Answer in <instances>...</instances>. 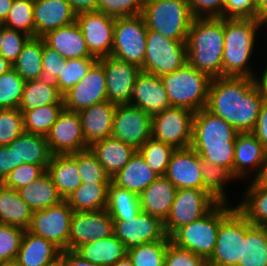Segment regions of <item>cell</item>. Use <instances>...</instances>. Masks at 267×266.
I'll use <instances>...</instances> for the list:
<instances>
[{"instance_id": "obj_17", "label": "cell", "mask_w": 267, "mask_h": 266, "mask_svg": "<svg viewBox=\"0 0 267 266\" xmlns=\"http://www.w3.org/2000/svg\"><path fill=\"white\" fill-rule=\"evenodd\" d=\"M113 234V219L106 209L74 212L71 218L68 250L108 238Z\"/></svg>"}, {"instance_id": "obj_55", "label": "cell", "mask_w": 267, "mask_h": 266, "mask_svg": "<svg viewBox=\"0 0 267 266\" xmlns=\"http://www.w3.org/2000/svg\"><path fill=\"white\" fill-rule=\"evenodd\" d=\"M29 38L30 36L23 32L4 27L0 55L13 65Z\"/></svg>"}, {"instance_id": "obj_30", "label": "cell", "mask_w": 267, "mask_h": 266, "mask_svg": "<svg viewBox=\"0 0 267 266\" xmlns=\"http://www.w3.org/2000/svg\"><path fill=\"white\" fill-rule=\"evenodd\" d=\"M158 177L159 175L146 164L143 156L136 150L128 163L111 178V182L140 195Z\"/></svg>"}, {"instance_id": "obj_16", "label": "cell", "mask_w": 267, "mask_h": 266, "mask_svg": "<svg viewBox=\"0 0 267 266\" xmlns=\"http://www.w3.org/2000/svg\"><path fill=\"white\" fill-rule=\"evenodd\" d=\"M76 23L93 57L100 59L111 56L115 18L95 11L78 14Z\"/></svg>"}, {"instance_id": "obj_20", "label": "cell", "mask_w": 267, "mask_h": 266, "mask_svg": "<svg viewBox=\"0 0 267 266\" xmlns=\"http://www.w3.org/2000/svg\"><path fill=\"white\" fill-rule=\"evenodd\" d=\"M98 61L103 65L106 77L107 100L116 105L129 104L141 68L112 56L100 58Z\"/></svg>"}, {"instance_id": "obj_5", "label": "cell", "mask_w": 267, "mask_h": 266, "mask_svg": "<svg viewBox=\"0 0 267 266\" xmlns=\"http://www.w3.org/2000/svg\"><path fill=\"white\" fill-rule=\"evenodd\" d=\"M141 15L147 29L177 41L187 40L195 19L184 0H145Z\"/></svg>"}, {"instance_id": "obj_24", "label": "cell", "mask_w": 267, "mask_h": 266, "mask_svg": "<svg viewBox=\"0 0 267 266\" xmlns=\"http://www.w3.org/2000/svg\"><path fill=\"white\" fill-rule=\"evenodd\" d=\"M266 149L252 132H239L235 139L234 178L249 179L252 171H256L253 179L260 173ZM251 170V172H250Z\"/></svg>"}, {"instance_id": "obj_29", "label": "cell", "mask_w": 267, "mask_h": 266, "mask_svg": "<svg viewBox=\"0 0 267 266\" xmlns=\"http://www.w3.org/2000/svg\"><path fill=\"white\" fill-rule=\"evenodd\" d=\"M8 147L14 148L16 168L24 163L40 165L47 170L53 156L46 136L25 131L13 142L8 144Z\"/></svg>"}, {"instance_id": "obj_4", "label": "cell", "mask_w": 267, "mask_h": 266, "mask_svg": "<svg viewBox=\"0 0 267 266\" xmlns=\"http://www.w3.org/2000/svg\"><path fill=\"white\" fill-rule=\"evenodd\" d=\"M263 24L258 18H224L222 77L256 78L249 61Z\"/></svg>"}, {"instance_id": "obj_63", "label": "cell", "mask_w": 267, "mask_h": 266, "mask_svg": "<svg viewBox=\"0 0 267 266\" xmlns=\"http://www.w3.org/2000/svg\"><path fill=\"white\" fill-rule=\"evenodd\" d=\"M255 81L260 88L264 100H267V66L264 68L263 72H261L260 78L256 76Z\"/></svg>"}, {"instance_id": "obj_67", "label": "cell", "mask_w": 267, "mask_h": 266, "mask_svg": "<svg viewBox=\"0 0 267 266\" xmlns=\"http://www.w3.org/2000/svg\"><path fill=\"white\" fill-rule=\"evenodd\" d=\"M12 68V65L0 55V76Z\"/></svg>"}, {"instance_id": "obj_35", "label": "cell", "mask_w": 267, "mask_h": 266, "mask_svg": "<svg viewBox=\"0 0 267 266\" xmlns=\"http://www.w3.org/2000/svg\"><path fill=\"white\" fill-rule=\"evenodd\" d=\"M237 266H267V229L252 225L245 216L242 257Z\"/></svg>"}, {"instance_id": "obj_71", "label": "cell", "mask_w": 267, "mask_h": 266, "mask_svg": "<svg viewBox=\"0 0 267 266\" xmlns=\"http://www.w3.org/2000/svg\"><path fill=\"white\" fill-rule=\"evenodd\" d=\"M52 266H63V264H62L60 261H58L57 263H55V264L52 265Z\"/></svg>"}, {"instance_id": "obj_3", "label": "cell", "mask_w": 267, "mask_h": 266, "mask_svg": "<svg viewBox=\"0 0 267 266\" xmlns=\"http://www.w3.org/2000/svg\"><path fill=\"white\" fill-rule=\"evenodd\" d=\"M224 42V18H195L187 34V63L211 79L222 77Z\"/></svg>"}, {"instance_id": "obj_65", "label": "cell", "mask_w": 267, "mask_h": 266, "mask_svg": "<svg viewBox=\"0 0 267 266\" xmlns=\"http://www.w3.org/2000/svg\"><path fill=\"white\" fill-rule=\"evenodd\" d=\"M254 180L262 186L267 187V151L262 163L260 173L254 178Z\"/></svg>"}, {"instance_id": "obj_48", "label": "cell", "mask_w": 267, "mask_h": 266, "mask_svg": "<svg viewBox=\"0 0 267 266\" xmlns=\"http://www.w3.org/2000/svg\"><path fill=\"white\" fill-rule=\"evenodd\" d=\"M25 82L13 68L0 76V109L19 107Z\"/></svg>"}, {"instance_id": "obj_37", "label": "cell", "mask_w": 267, "mask_h": 266, "mask_svg": "<svg viewBox=\"0 0 267 266\" xmlns=\"http://www.w3.org/2000/svg\"><path fill=\"white\" fill-rule=\"evenodd\" d=\"M109 183H82L65 200L74 212L99 211L106 208Z\"/></svg>"}, {"instance_id": "obj_42", "label": "cell", "mask_w": 267, "mask_h": 266, "mask_svg": "<svg viewBox=\"0 0 267 266\" xmlns=\"http://www.w3.org/2000/svg\"><path fill=\"white\" fill-rule=\"evenodd\" d=\"M63 109L64 104H50L36 109L20 110L23 113L24 131L46 136Z\"/></svg>"}, {"instance_id": "obj_28", "label": "cell", "mask_w": 267, "mask_h": 266, "mask_svg": "<svg viewBox=\"0 0 267 266\" xmlns=\"http://www.w3.org/2000/svg\"><path fill=\"white\" fill-rule=\"evenodd\" d=\"M176 192V187L165 176H159L139 195L141 211L164 222L170 213Z\"/></svg>"}, {"instance_id": "obj_12", "label": "cell", "mask_w": 267, "mask_h": 266, "mask_svg": "<svg viewBox=\"0 0 267 266\" xmlns=\"http://www.w3.org/2000/svg\"><path fill=\"white\" fill-rule=\"evenodd\" d=\"M244 215L235 207L220 223L208 266H237L242 257Z\"/></svg>"}, {"instance_id": "obj_64", "label": "cell", "mask_w": 267, "mask_h": 266, "mask_svg": "<svg viewBox=\"0 0 267 266\" xmlns=\"http://www.w3.org/2000/svg\"><path fill=\"white\" fill-rule=\"evenodd\" d=\"M257 18L267 25V0H256Z\"/></svg>"}, {"instance_id": "obj_1", "label": "cell", "mask_w": 267, "mask_h": 266, "mask_svg": "<svg viewBox=\"0 0 267 266\" xmlns=\"http://www.w3.org/2000/svg\"><path fill=\"white\" fill-rule=\"evenodd\" d=\"M264 98L254 78L211 79L206 109L238 132H252Z\"/></svg>"}, {"instance_id": "obj_49", "label": "cell", "mask_w": 267, "mask_h": 266, "mask_svg": "<svg viewBox=\"0 0 267 266\" xmlns=\"http://www.w3.org/2000/svg\"><path fill=\"white\" fill-rule=\"evenodd\" d=\"M98 61L97 58L67 59V65H63L61 75L58 77L59 91L65 94L83 79L90 68Z\"/></svg>"}, {"instance_id": "obj_26", "label": "cell", "mask_w": 267, "mask_h": 266, "mask_svg": "<svg viewBox=\"0 0 267 266\" xmlns=\"http://www.w3.org/2000/svg\"><path fill=\"white\" fill-rule=\"evenodd\" d=\"M61 252L53 243L25 230L16 262L19 266H52L60 260Z\"/></svg>"}, {"instance_id": "obj_52", "label": "cell", "mask_w": 267, "mask_h": 266, "mask_svg": "<svg viewBox=\"0 0 267 266\" xmlns=\"http://www.w3.org/2000/svg\"><path fill=\"white\" fill-rule=\"evenodd\" d=\"M24 229L0 224V263L16 261Z\"/></svg>"}, {"instance_id": "obj_15", "label": "cell", "mask_w": 267, "mask_h": 266, "mask_svg": "<svg viewBox=\"0 0 267 266\" xmlns=\"http://www.w3.org/2000/svg\"><path fill=\"white\" fill-rule=\"evenodd\" d=\"M152 116L131 104L117 105L111 136L138 150L151 139Z\"/></svg>"}, {"instance_id": "obj_32", "label": "cell", "mask_w": 267, "mask_h": 266, "mask_svg": "<svg viewBox=\"0 0 267 266\" xmlns=\"http://www.w3.org/2000/svg\"><path fill=\"white\" fill-rule=\"evenodd\" d=\"M46 171L64 200L82 184L77 161L70 154L53 155Z\"/></svg>"}, {"instance_id": "obj_44", "label": "cell", "mask_w": 267, "mask_h": 266, "mask_svg": "<svg viewBox=\"0 0 267 266\" xmlns=\"http://www.w3.org/2000/svg\"><path fill=\"white\" fill-rule=\"evenodd\" d=\"M170 238L145 243L128 250L127 256L134 266H164L167 245Z\"/></svg>"}, {"instance_id": "obj_14", "label": "cell", "mask_w": 267, "mask_h": 266, "mask_svg": "<svg viewBox=\"0 0 267 266\" xmlns=\"http://www.w3.org/2000/svg\"><path fill=\"white\" fill-rule=\"evenodd\" d=\"M112 219L113 234L126 246L127 251L145 243L169 238L164 222L142 211L135 217Z\"/></svg>"}, {"instance_id": "obj_61", "label": "cell", "mask_w": 267, "mask_h": 266, "mask_svg": "<svg viewBox=\"0 0 267 266\" xmlns=\"http://www.w3.org/2000/svg\"><path fill=\"white\" fill-rule=\"evenodd\" d=\"M63 266H98L83 259L75 251L66 250L62 251L59 260Z\"/></svg>"}, {"instance_id": "obj_33", "label": "cell", "mask_w": 267, "mask_h": 266, "mask_svg": "<svg viewBox=\"0 0 267 266\" xmlns=\"http://www.w3.org/2000/svg\"><path fill=\"white\" fill-rule=\"evenodd\" d=\"M75 252L83 259L98 266H112L127 256L126 246L112 234L108 238L96 240L78 247Z\"/></svg>"}, {"instance_id": "obj_13", "label": "cell", "mask_w": 267, "mask_h": 266, "mask_svg": "<svg viewBox=\"0 0 267 266\" xmlns=\"http://www.w3.org/2000/svg\"><path fill=\"white\" fill-rule=\"evenodd\" d=\"M73 213L66 200L46 209L33 211L27 230L53 243L61 251H66Z\"/></svg>"}, {"instance_id": "obj_60", "label": "cell", "mask_w": 267, "mask_h": 266, "mask_svg": "<svg viewBox=\"0 0 267 266\" xmlns=\"http://www.w3.org/2000/svg\"><path fill=\"white\" fill-rule=\"evenodd\" d=\"M252 133L267 150V100L262 102L257 123Z\"/></svg>"}, {"instance_id": "obj_68", "label": "cell", "mask_w": 267, "mask_h": 266, "mask_svg": "<svg viewBox=\"0 0 267 266\" xmlns=\"http://www.w3.org/2000/svg\"><path fill=\"white\" fill-rule=\"evenodd\" d=\"M112 266H134L128 256L124 257L123 259L118 260Z\"/></svg>"}, {"instance_id": "obj_59", "label": "cell", "mask_w": 267, "mask_h": 266, "mask_svg": "<svg viewBox=\"0 0 267 266\" xmlns=\"http://www.w3.org/2000/svg\"><path fill=\"white\" fill-rule=\"evenodd\" d=\"M14 169H16L14 148H9L8 145H0V183Z\"/></svg>"}, {"instance_id": "obj_62", "label": "cell", "mask_w": 267, "mask_h": 266, "mask_svg": "<svg viewBox=\"0 0 267 266\" xmlns=\"http://www.w3.org/2000/svg\"><path fill=\"white\" fill-rule=\"evenodd\" d=\"M77 16L81 13L98 11V0H67Z\"/></svg>"}, {"instance_id": "obj_22", "label": "cell", "mask_w": 267, "mask_h": 266, "mask_svg": "<svg viewBox=\"0 0 267 266\" xmlns=\"http://www.w3.org/2000/svg\"><path fill=\"white\" fill-rule=\"evenodd\" d=\"M129 104L142 109L150 116L171 107L161 78L144 71L136 78Z\"/></svg>"}, {"instance_id": "obj_66", "label": "cell", "mask_w": 267, "mask_h": 266, "mask_svg": "<svg viewBox=\"0 0 267 266\" xmlns=\"http://www.w3.org/2000/svg\"><path fill=\"white\" fill-rule=\"evenodd\" d=\"M14 0H0V21L3 22L11 10Z\"/></svg>"}, {"instance_id": "obj_69", "label": "cell", "mask_w": 267, "mask_h": 266, "mask_svg": "<svg viewBox=\"0 0 267 266\" xmlns=\"http://www.w3.org/2000/svg\"><path fill=\"white\" fill-rule=\"evenodd\" d=\"M4 24L3 22L0 21V51L2 47V42H3V29H4Z\"/></svg>"}, {"instance_id": "obj_54", "label": "cell", "mask_w": 267, "mask_h": 266, "mask_svg": "<svg viewBox=\"0 0 267 266\" xmlns=\"http://www.w3.org/2000/svg\"><path fill=\"white\" fill-rule=\"evenodd\" d=\"M46 170L40 165L34 164H21L1 182L5 187L19 190L27 186L29 183L34 182Z\"/></svg>"}, {"instance_id": "obj_51", "label": "cell", "mask_w": 267, "mask_h": 266, "mask_svg": "<svg viewBox=\"0 0 267 266\" xmlns=\"http://www.w3.org/2000/svg\"><path fill=\"white\" fill-rule=\"evenodd\" d=\"M23 132V113L19 109H0V145L10 144Z\"/></svg>"}, {"instance_id": "obj_39", "label": "cell", "mask_w": 267, "mask_h": 266, "mask_svg": "<svg viewBox=\"0 0 267 266\" xmlns=\"http://www.w3.org/2000/svg\"><path fill=\"white\" fill-rule=\"evenodd\" d=\"M43 37H30L12 68L25 80L38 79L43 72Z\"/></svg>"}, {"instance_id": "obj_46", "label": "cell", "mask_w": 267, "mask_h": 266, "mask_svg": "<svg viewBox=\"0 0 267 266\" xmlns=\"http://www.w3.org/2000/svg\"><path fill=\"white\" fill-rule=\"evenodd\" d=\"M77 161L80 179L82 183H110L111 178L99 163L91 149L70 154Z\"/></svg>"}, {"instance_id": "obj_19", "label": "cell", "mask_w": 267, "mask_h": 266, "mask_svg": "<svg viewBox=\"0 0 267 266\" xmlns=\"http://www.w3.org/2000/svg\"><path fill=\"white\" fill-rule=\"evenodd\" d=\"M50 151L56 154H71L89 149L83 136L78 112L63 109L46 135Z\"/></svg>"}, {"instance_id": "obj_53", "label": "cell", "mask_w": 267, "mask_h": 266, "mask_svg": "<svg viewBox=\"0 0 267 266\" xmlns=\"http://www.w3.org/2000/svg\"><path fill=\"white\" fill-rule=\"evenodd\" d=\"M145 0H98V11L113 18L139 15Z\"/></svg>"}, {"instance_id": "obj_70", "label": "cell", "mask_w": 267, "mask_h": 266, "mask_svg": "<svg viewBox=\"0 0 267 266\" xmlns=\"http://www.w3.org/2000/svg\"><path fill=\"white\" fill-rule=\"evenodd\" d=\"M0 266H19L16 261L0 263Z\"/></svg>"}, {"instance_id": "obj_9", "label": "cell", "mask_w": 267, "mask_h": 266, "mask_svg": "<svg viewBox=\"0 0 267 266\" xmlns=\"http://www.w3.org/2000/svg\"><path fill=\"white\" fill-rule=\"evenodd\" d=\"M146 45L142 69L146 73L161 77L187 63L186 41L166 38L161 33L148 29Z\"/></svg>"}, {"instance_id": "obj_8", "label": "cell", "mask_w": 267, "mask_h": 266, "mask_svg": "<svg viewBox=\"0 0 267 266\" xmlns=\"http://www.w3.org/2000/svg\"><path fill=\"white\" fill-rule=\"evenodd\" d=\"M148 29L141 14L115 18L111 56L143 69Z\"/></svg>"}, {"instance_id": "obj_56", "label": "cell", "mask_w": 267, "mask_h": 266, "mask_svg": "<svg viewBox=\"0 0 267 266\" xmlns=\"http://www.w3.org/2000/svg\"><path fill=\"white\" fill-rule=\"evenodd\" d=\"M164 266H208L207 260L199 255L176 246L171 241L167 245Z\"/></svg>"}, {"instance_id": "obj_18", "label": "cell", "mask_w": 267, "mask_h": 266, "mask_svg": "<svg viewBox=\"0 0 267 266\" xmlns=\"http://www.w3.org/2000/svg\"><path fill=\"white\" fill-rule=\"evenodd\" d=\"M104 101H107L106 77L99 61L83 79L63 94L64 109L74 112Z\"/></svg>"}, {"instance_id": "obj_45", "label": "cell", "mask_w": 267, "mask_h": 266, "mask_svg": "<svg viewBox=\"0 0 267 266\" xmlns=\"http://www.w3.org/2000/svg\"><path fill=\"white\" fill-rule=\"evenodd\" d=\"M34 0H14L3 21L5 27L34 37Z\"/></svg>"}, {"instance_id": "obj_47", "label": "cell", "mask_w": 267, "mask_h": 266, "mask_svg": "<svg viewBox=\"0 0 267 266\" xmlns=\"http://www.w3.org/2000/svg\"><path fill=\"white\" fill-rule=\"evenodd\" d=\"M174 150L172 146L152 138L138 149L146 164L159 176L165 175Z\"/></svg>"}, {"instance_id": "obj_27", "label": "cell", "mask_w": 267, "mask_h": 266, "mask_svg": "<svg viewBox=\"0 0 267 266\" xmlns=\"http://www.w3.org/2000/svg\"><path fill=\"white\" fill-rule=\"evenodd\" d=\"M43 39L65 59L93 57L76 21L68 26L49 31Z\"/></svg>"}, {"instance_id": "obj_58", "label": "cell", "mask_w": 267, "mask_h": 266, "mask_svg": "<svg viewBox=\"0 0 267 266\" xmlns=\"http://www.w3.org/2000/svg\"><path fill=\"white\" fill-rule=\"evenodd\" d=\"M223 18H257L256 0H225Z\"/></svg>"}, {"instance_id": "obj_57", "label": "cell", "mask_w": 267, "mask_h": 266, "mask_svg": "<svg viewBox=\"0 0 267 266\" xmlns=\"http://www.w3.org/2000/svg\"><path fill=\"white\" fill-rule=\"evenodd\" d=\"M225 0H188L194 18H223Z\"/></svg>"}, {"instance_id": "obj_36", "label": "cell", "mask_w": 267, "mask_h": 266, "mask_svg": "<svg viewBox=\"0 0 267 266\" xmlns=\"http://www.w3.org/2000/svg\"><path fill=\"white\" fill-rule=\"evenodd\" d=\"M32 213L20 197L18 190L5 187L0 183V224L27 230L31 223Z\"/></svg>"}, {"instance_id": "obj_10", "label": "cell", "mask_w": 267, "mask_h": 266, "mask_svg": "<svg viewBox=\"0 0 267 266\" xmlns=\"http://www.w3.org/2000/svg\"><path fill=\"white\" fill-rule=\"evenodd\" d=\"M217 201L206 190L177 189L164 229L170 238L179 228L197 221L208 214Z\"/></svg>"}, {"instance_id": "obj_2", "label": "cell", "mask_w": 267, "mask_h": 266, "mask_svg": "<svg viewBox=\"0 0 267 266\" xmlns=\"http://www.w3.org/2000/svg\"><path fill=\"white\" fill-rule=\"evenodd\" d=\"M238 133L225 120L203 108L194 113L191 148L202 160L222 166L234 177Z\"/></svg>"}, {"instance_id": "obj_34", "label": "cell", "mask_w": 267, "mask_h": 266, "mask_svg": "<svg viewBox=\"0 0 267 266\" xmlns=\"http://www.w3.org/2000/svg\"><path fill=\"white\" fill-rule=\"evenodd\" d=\"M18 192L32 212L46 209L64 200L47 171L34 182L20 188Z\"/></svg>"}, {"instance_id": "obj_25", "label": "cell", "mask_w": 267, "mask_h": 266, "mask_svg": "<svg viewBox=\"0 0 267 266\" xmlns=\"http://www.w3.org/2000/svg\"><path fill=\"white\" fill-rule=\"evenodd\" d=\"M116 106L107 100L78 112L88 147L111 136Z\"/></svg>"}, {"instance_id": "obj_38", "label": "cell", "mask_w": 267, "mask_h": 266, "mask_svg": "<svg viewBox=\"0 0 267 266\" xmlns=\"http://www.w3.org/2000/svg\"><path fill=\"white\" fill-rule=\"evenodd\" d=\"M248 184L242 201L236 208L252 225L267 224V187L259 185L254 179Z\"/></svg>"}, {"instance_id": "obj_7", "label": "cell", "mask_w": 267, "mask_h": 266, "mask_svg": "<svg viewBox=\"0 0 267 266\" xmlns=\"http://www.w3.org/2000/svg\"><path fill=\"white\" fill-rule=\"evenodd\" d=\"M235 207L236 205L219 202L201 219L179 228L170 237L171 242L208 260L214 252L221 221Z\"/></svg>"}, {"instance_id": "obj_21", "label": "cell", "mask_w": 267, "mask_h": 266, "mask_svg": "<svg viewBox=\"0 0 267 266\" xmlns=\"http://www.w3.org/2000/svg\"><path fill=\"white\" fill-rule=\"evenodd\" d=\"M164 176L176 189L203 190L202 159L191 147L175 149Z\"/></svg>"}, {"instance_id": "obj_40", "label": "cell", "mask_w": 267, "mask_h": 266, "mask_svg": "<svg viewBox=\"0 0 267 266\" xmlns=\"http://www.w3.org/2000/svg\"><path fill=\"white\" fill-rule=\"evenodd\" d=\"M50 104H64L63 94L58 88L49 86L39 79L25 82L19 110L36 109Z\"/></svg>"}, {"instance_id": "obj_31", "label": "cell", "mask_w": 267, "mask_h": 266, "mask_svg": "<svg viewBox=\"0 0 267 266\" xmlns=\"http://www.w3.org/2000/svg\"><path fill=\"white\" fill-rule=\"evenodd\" d=\"M89 148L110 178L114 177L136 152L133 147L113 136L98 141Z\"/></svg>"}, {"instance_id": "obj_11", "label": "cell", "mask_w": 267, "mask_h": 266, "mask_svg": "<svg viewBox=\"0 0 267 266\" xmlns=\"http://www.w3.org/2000/svg\"><path fill=\"white\" fill-rule=\"evenodd\" d=\"M193 117V111L171 106L152 116L151 138L174 149L191 147Z\"/></svg>"}, {"instance_id": "obj_41", "label": "cell", "mask_w": 267, "mask_h": 266, "mask_svg": "<svg viewBox=\"0 0 267 266\" xmlns=\"http://www.w3.org/2000/svg\"><path fill=\"white\" fill-rule=\"evenodd\" d=\"M105 209L111 218L135 217L141 212L139 195L110 182Z\"/></svg>"}, {"instance_id": "obj_6", "label": "cell", "mask_w": 267, "mask_h": 266, "mask_svg": "<svg viewBox=\"0 0 267 266\" xmlns=\"http://www.w3.org/2000/svg\"><path fill=\"white\" fill-rule=\"evenodd\" d=\"M172 107L186 108L194 113L206 108L211 82L206 74L190 64L160 77Z\"/></svg>"}, {"instance_id": "obj_43", "label": "cell", "mask_w": 267, "mask_h": 266, "mask_svg": "<svg viewBox=\"0 0 267 266\" xmlns=\"http://www.w3.org/2000/svg\"><path fill=\"white\" fill-rule=\"evenodd\" d=\"M202 179L203 190L209 192L217 201L229 203L224 186L235 178L228 170L218 164L202 160Z\"/></svg>"}, {"instance_id": "obj_50", "label": "cell", "mask_w": 267, "mask_h": 266, "mask_svg": "<svg viewBox=\"0 0 267 266\" xmlns=\"http://www.w3.org/2000/svg\"><path fill=\"white\" fill-rule=\"evenodd\" d=\"M42 64L43 72L38 79L49 86L58 88L59 90L58 77L61 75L63 65H67V59L63 58L57 51L48 46L44 39Z\"/></svg>"}, {"instance_id": "obj_23", "label": "cell", "mask_w": 267, "mask_h": 266, "mask_svg": "<svg viewBox=\"0 0 267 266\" xmlns=\"http://www.w3.org/2000/svg\"><path fill=\"white\" fill-rule=\"evenodd\" d=\"M34 37H43L49 31L76 21L67 0H34Z\"/></svg>"}]
</instances>
